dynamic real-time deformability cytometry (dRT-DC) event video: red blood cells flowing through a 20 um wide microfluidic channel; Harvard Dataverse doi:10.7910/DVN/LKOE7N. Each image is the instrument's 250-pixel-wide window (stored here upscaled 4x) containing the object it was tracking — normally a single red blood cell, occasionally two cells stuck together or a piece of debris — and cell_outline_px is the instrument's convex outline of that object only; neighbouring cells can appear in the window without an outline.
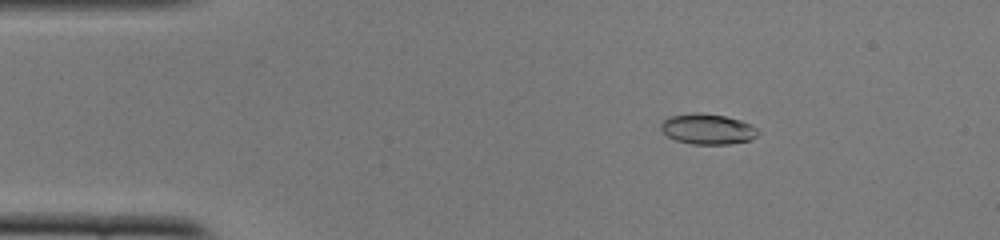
{"species": "common noctule bat (a hibernating species)", "species_latin": "Nyctalus noctula", "temperature_condition": "cold", "stored_images_in_passage": 50, "camera_frame_rate_fps": 3000, "um_per_image_px": 0.085, "animal": {"sex": "female", "body_mass_g": 22.0, "forearm_length_mm": 56.7}, "frame": {"image": 1, "passage_image": 7, "time_ms": 2.0, "image_size_px": [1000, 240], "cell_outline_px": [[760, 132], [752, 140], [728, 144], [692, 144], [676, 140], [668, 136], [660, 128], [660, 124], [668, 116], [696, 112], [724, 116], [740, 120], [752, 124]], "centroid_in_image_um": [60.16, 10.97], "position_along_channel_um": 24.8, "area_um2": 17.28}}
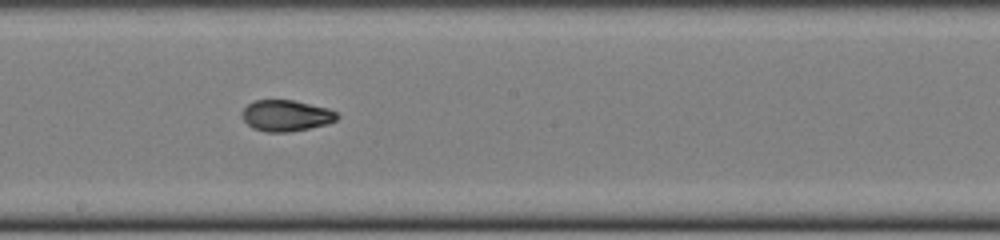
{"frame": {"image": 2, "passage_image": 27, "time_ms": 8.667, "image_size_px": [1000, 240], "cell_outline_px": [[340, 116], [336, 120], [328, 124], [288, 132], [264, 132], [252, 128], [244, 120], [240, 112], [252, 100], [292, 100], [328, 108], [336, 112]], "centroid_in_image_um": [24.3, 9.83], "position_along_channel_um": 223.9, "area_um2": 17.34}}
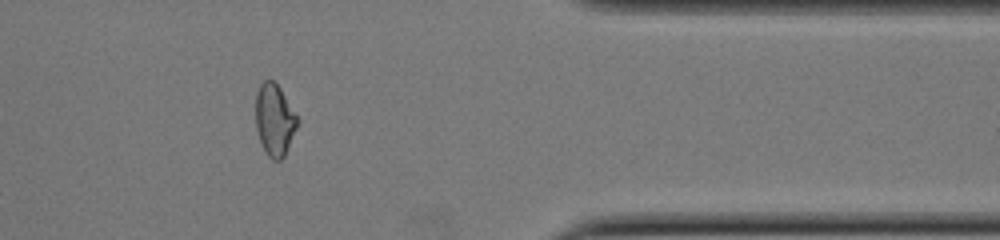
{"frame": {"image": 3, "passage_image": 41, "time_ms": 13.333, "image_size_px": [1000, 240], "cell_outline_px": [[300, 120], [284, 156], [280, 160], [272, 160], [264, 152], [256, 128], [256, 92], [260, 84], [264, 80], [272, 80], [280, 88]], "centroid_in_image_um": [23.34, 10.19], "position_along_channel_um": 388.1, "area_um2": 17.46}, "authors_computed_cell_mechanics": {"area_um2": 17.3689, "velocity_mm_per_s": 3.9331, "shape_relaxation_time_tau1_ms": 6.0252, "shape_relaxation_time_tau2_ms": 1.6412, "deformation_change_tau1": 0.2119, "deformation_change_tau2": 0.0602}}